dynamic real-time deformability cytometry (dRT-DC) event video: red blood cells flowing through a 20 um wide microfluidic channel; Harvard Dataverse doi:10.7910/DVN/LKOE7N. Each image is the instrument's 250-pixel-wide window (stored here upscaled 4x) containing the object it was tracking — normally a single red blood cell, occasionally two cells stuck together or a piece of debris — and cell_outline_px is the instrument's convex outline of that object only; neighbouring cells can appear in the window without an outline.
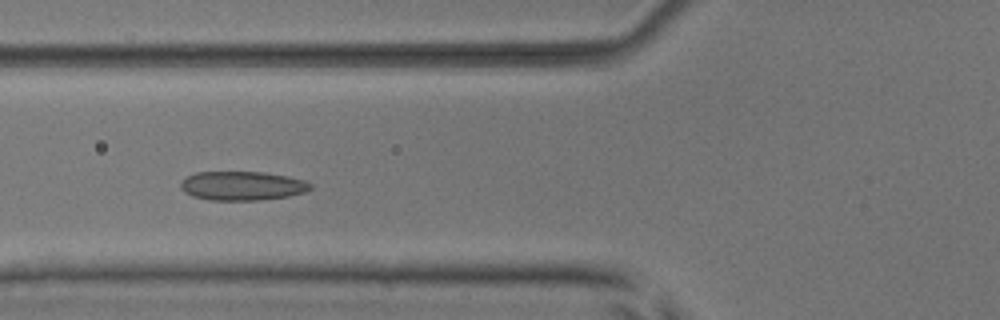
{"species": "common noctule bat (a hibernating species)", "species_latin": "Nyctalus noctula", "temperature_condition": "room temperature", "stored_images_in_passage": 49, "camera_frame_rate_fps": 3000, "um_per_image_px": 0.085, "animal": {"sex": "male", "body_mass_g": 17.9, "forearm_length_mm": 54.2}, "frame": {"image": 1, "passage_image": 17, "time_ms": 5.333, "image_size_px": [1000, 320], "cell_outline_px": [[312, 188], [304, 192], [288, 196], [256, 200], [208, 200], [192, 196], [184, 192], [180, 188], [180, 184], [188, 176], [196, 172], [264, 172], [288, 176], [304, 180], [312, 184]], "centroid_in_image_um": [20.59, 15.79], "position_along_channel_um": 105.2, "area_um2": 21.91}}
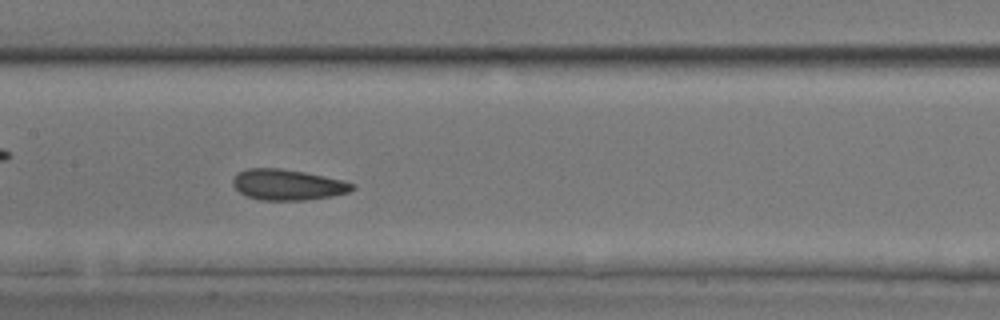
{"frame": {"image": 2, "passage_image": 23, "time_ms": 7.333, "image_size_px": [1000, 320], "cell_outline_px": [[356, 188], [348, 192], [332, 196], [304, 200], [260, 200], [244, 196], [232, 184], [232, 180], [240, 172], [248, 168], [280, 168], [304, 172], [344, 180], [356, 184]], "centroid_in_image_um": [24.47, 15.71], "position_along_channel_um": 182.9, "area_um2": 21.44}}
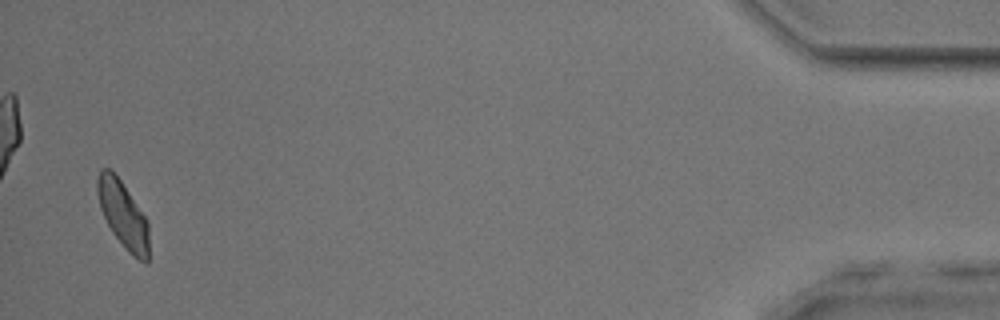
{"frame": {"image": 3, "passage_image": 48, "time_ms": 15.667, "image_size_px": [1000, 320], "cell_outline_px": [[148, 264], [140, 260], [128, 252], [112, 232], [100, 208], [96, 192], [96, 180], [100, 168], [112, 168], [148, 220]], "centroid_in_image_um": [10.44, 18.19], "position_along_channel_um": 424.8, "area_um2": 20.11}, "authors_computed_cell_mechanics": {"area_um2": 21.1548, "velocity_mm_per_s": 3.8989, "shape_relaxation_time_tau1_ms": 5.5239, "shape_relaxation_time_tau2_ms": 1.5937, "deformation_change_tau1": 0.1149, "deformation_change_tau2": 0.0782}}